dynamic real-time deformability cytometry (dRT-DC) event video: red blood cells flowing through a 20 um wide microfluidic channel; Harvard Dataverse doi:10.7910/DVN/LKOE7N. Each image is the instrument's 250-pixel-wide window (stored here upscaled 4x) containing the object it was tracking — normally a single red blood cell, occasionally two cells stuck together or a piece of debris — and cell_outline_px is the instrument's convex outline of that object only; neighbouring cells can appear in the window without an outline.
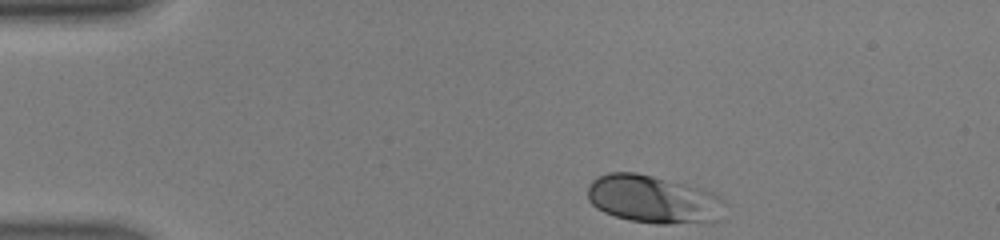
{"species": "human", "species_latin": "Homo sapiens", "temperature_condition": "warm", "stored_images_in_passage": 33, "camera_frame_rate_fps": 3000, "um_per_image_px": 0.085, "donor": {"sex": "male"}, "frame": {"image": 1, "passage_image": 1, "time_ms": 0.0, "image_size_px": [1000, 240], "cell_outline_px": [[724, 200], [720, 220], [668, 224], [656, 224], [628, 220], [604, 212], [596, 208], [588, 200], [588, 188], [592, 180], [596, 176], [608, 172], [636, 172], [700, 188], [712, 192], [720, 196]], "centroid_in_image_um": [55.49, 16.94], "position_along_channel_um": 29.5, "area_um2": 38.21}}
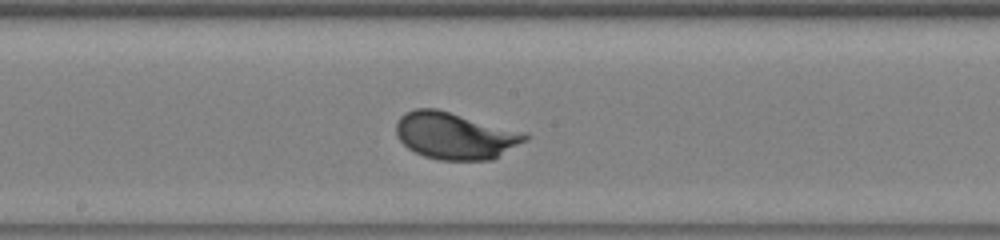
{"frame": {"image": 2, "passage_image": 18, "time_ms": 5.667, "image_size_px": [1000, 240], "cell_outline_px": [[532, 136], [528, 140], [492, 160], [440, 160], [424, 156], [408, 148], [396, 136], [396, 124], [400, 116], [404, 112], [416, 108], [436, 108], [528, 132]], "centroid_in_image_um": [38.73, 11.53], "position_along_channel_um": 209.5, "area_um2": 35.72}}
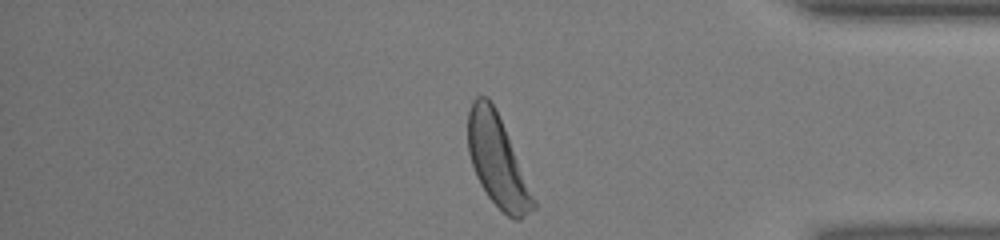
{"frame": {"image": 3, "passage_image": 32, "time_ms": 10.333, "image_size_px": [1000, 240], "cell_outline_px": [[536, 208], [520, 220], [516, 220], [508, 216], [488, 196], [480, 184], [476, 176], [468, 152], [468, 112], [472, 100], [476, 96], [488, 96], [496, 108], [536, 200]], "centroid_in_image_um": [42.28, 13.67], "position_along_channel_um": 392.9, "area_um2": 34.51}, "authors_computed_cell_mechanics": {"area_um2": 34.1598, "velocity_mm_per_s": 4.3803, "shape_relaxation_time_tau1_ms": 1.8834, "shape_relaxation_time_tau2_ms": null, "deformation_change_tau1": 0.1325, "deformation_change_tau2": null}}